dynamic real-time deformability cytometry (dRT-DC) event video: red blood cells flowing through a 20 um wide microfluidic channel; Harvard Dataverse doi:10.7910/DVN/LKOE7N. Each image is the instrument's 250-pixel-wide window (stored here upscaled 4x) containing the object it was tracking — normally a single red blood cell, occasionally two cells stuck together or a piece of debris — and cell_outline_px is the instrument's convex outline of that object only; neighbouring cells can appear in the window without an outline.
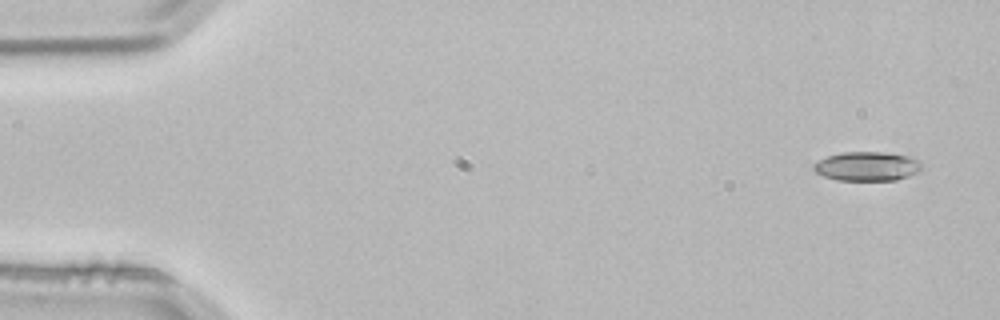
{"species": "common noctule bat (a hibernating species)", "species_latin": "Nyctalus noctula", "temperature_condition": "room temperature", "stored_images_in_passage": 4, "segment_of_instrument_passage": [1, 2], "camera_frame_rate_fps": 3000, "um_per_image_px": 0.085, "animal": {"sex": "male", "body_mass_g": 21.5, "forearm_length_mm": 52.0}, "frame": {"image": 1, "passage_image": 1, "time_ms": 0.0, "image_size_px": [1000, 320], "cell_outline_px": [[924, 164], [916, 172], [908, 176], [896, 180], [836, 180], [824, 176], [816, 172], [812, 168], [812, 164], [828, 156], [844, 152], [884, 152], [912, 156], [920, 160]], "centroid_in_image_um": [73.73, 14.13], "position_along_channel_um": 11.3, "area_um2": 18.44}}